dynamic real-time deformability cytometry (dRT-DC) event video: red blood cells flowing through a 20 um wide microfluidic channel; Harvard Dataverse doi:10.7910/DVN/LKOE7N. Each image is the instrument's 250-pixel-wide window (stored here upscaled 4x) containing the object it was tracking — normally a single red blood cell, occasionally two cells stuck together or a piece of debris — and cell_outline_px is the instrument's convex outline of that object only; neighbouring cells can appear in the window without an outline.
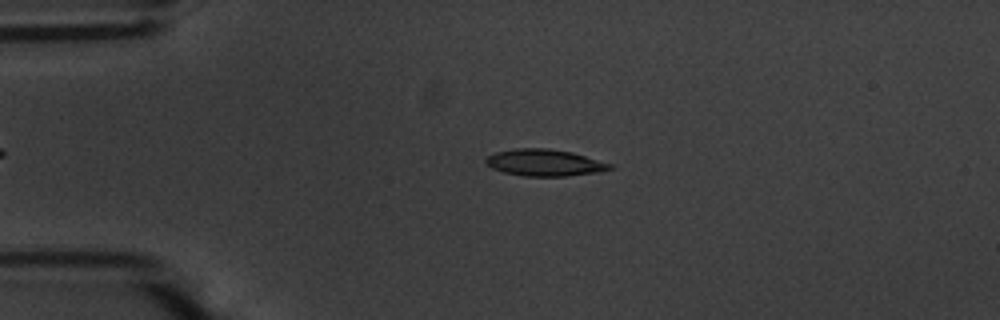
{"species": "common noctule bat (a hibernating species)", "species_latin": "Nyctalus noctula", "temperature_condition": "warm", "stored_images_in_passage": 48, "camera_frame_rate_fps": 3000, "um_per_image_px": 0.085, "animal": {"sex": "male", "body_mass_g": 20.1, "forearm_length_mm": 53.5}, "frame": {"image": 1, "passage_image": 12, "time_ms": 3.667, "image_size_px": [1000, 320], "cell_outline_px": [[616, 168], [600, 172], [564, 176], [524, 176], [504, 172], [492, 168], [484, 160], [488, 156], [496, 152], [512, 148], [548, 148], [572, 152], [612, 164]], "centroid_in_image_um": [46.31, 13.82], "position_along_channel_um": 38.7, "area_um2": 19.36}}
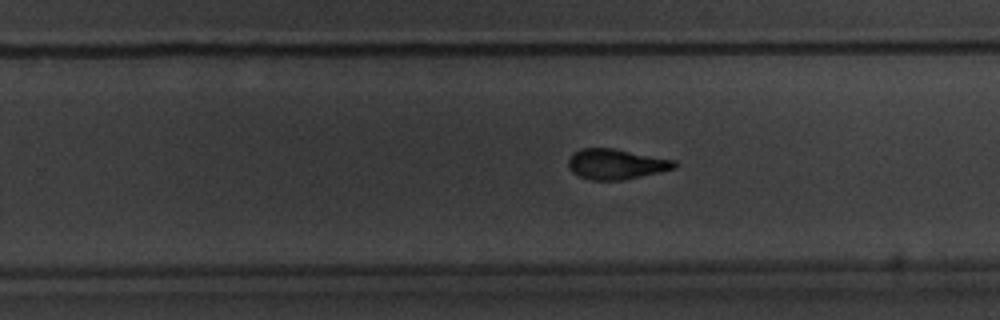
{"frame": {"image": 2, "passage_image": 34, "time_ms": 11.0, "image_size_px": [1000, 320], "cell_outline_px": [[680, 164], [676, 168], [660, 172], [624, 180], [588, 180], [572, 172], [568, 168], [568, 160], [572, 152], [580, 148], [612, 148], [676, 160]], "centroid_in_image_um": [52.37, 13.95], "position_along_channel_um": 277.4, "area_um2": 19.02}}
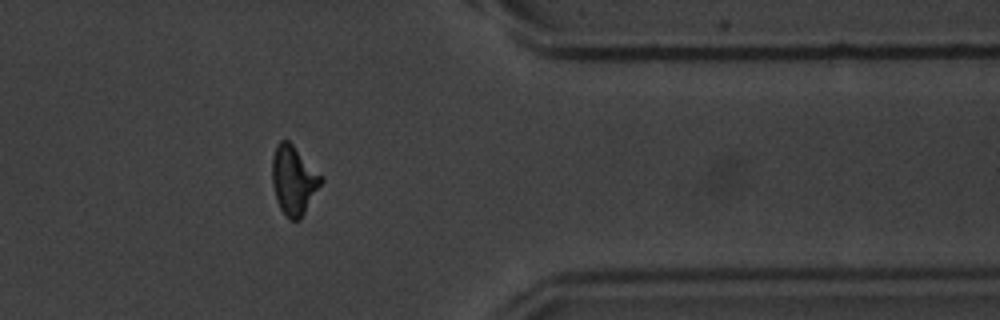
{"frame": {"image": 3, "passage_image": 44, "time_ms": 14.333, "image_size_px": [1000, 320], "cell_outline_px": [[324, 180], [300, 220], [288, 220], [280, 208], [276, 200], [272, 184], [272, 156], [276, 144], [280, 140], [288, 140], [324, 176]], "centroid_in_image_um": [24.97, 15.31], "position_along_channel_um": 386.4, "area_um2": 19.94}, "authors_computed_cell_mechanics": {"area_um2": 18.9295, "velocity_mm_per_s": 3.6883, "shape_relaxation_time_tau1_ms": 3.3052, "shape_relaxation_time_tau2_ms": 1.602, "deformation_change_tau1": 0.1551, "deformation_change_tau2": 0.0823}}